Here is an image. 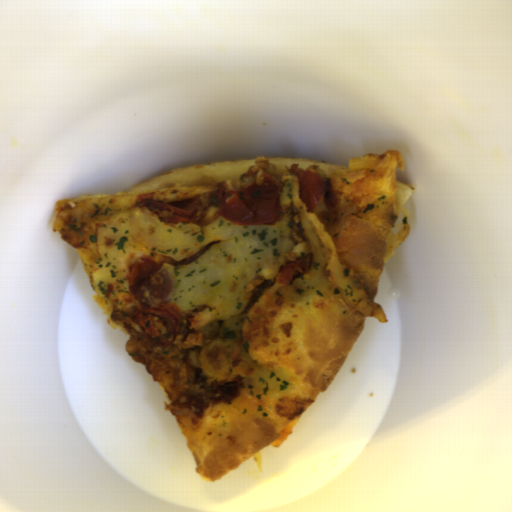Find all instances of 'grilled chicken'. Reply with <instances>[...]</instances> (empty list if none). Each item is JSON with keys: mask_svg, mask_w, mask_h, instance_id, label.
Returning a JSON list of instances; mask_svg holds the SVG:
<instances>
[{"mask_svg": "<svg viewBox=\"0 0 512 512\" xmlns=\"http://www.w3.org/2000/svg\"><path fill=\"white\" fill-rule=\"evenodd\" d=\"M282 190L281 175H267L260 183L254 178L237 189L223 186L203 196L171 203L144 200L135 207L155 212L163 224L199 221L206 208H216L228 222L245 227L267 225L274 223L284 210Z\"/></svg>", "mask_w": 512, "mask_h": 512, "instance_id": "277b20a1", "label": "grilled chicken"}, {"mask_svg": "<svg viewBox=\"0 0 512 512\" xmlns=\"http://www.w3.org/2000/svg\"><path fill=\"white\" fill-rule=\"evenodd\" d=\"M158 262L143 258L136 262L127 273L126 281L134 299L140 305L131 319L142 330L146 337L158 345L170 346L175 340L182 313L177 305H149L141 300L139 286L158 268Z\"/></svg>", "mask_w": 512, "mask_h": 512, "instance_id": "a9712176", "label": "grilled chicken"}, {"mask_svg": "<svg viewBox=\"0 0 512 512\" xmlns=\"http://www.w3.org/2000/svg\"><path fill=\"white\" fill-rule=\"evenodd\" d=\"M288 171L297 178L300 199L306 204L310 212L315 213L328 191L327 180L311 169L298 167L297 163L292 164Z\"/></svg>", "mask_w": 512, "mask_h": 512, "instance_id": "7e0887df", "label": "grilled chicken"}, {"mask_svg": "<svg viewBox=\"0 0 512 512\" xmlns=\"http://www.w3.org/2000/svg\"><path fill=\"white\" fill-rule=\"evenodd\" d=\"M313 255L305 254L299 258L291 260L285 266L282 267L279 275L277 276V283L281 285H287L294 280L301 277L312 265Z\"/></svg>", "mask_w": 512, "mask_h": 512, "instance_id": "32c87f6e", "label": "grilled chicken"}, {"mask_svg": "<svg viewBox=\"0 0 512 512\" xmlns=\"http://www.w3.org/2000/svg\"><path fill=\"white\" fill-rule=\"evenodd\" d=\"M239 389L237 381L216 382L210 387V394H218L221 400H229Z\"/></svg>", "mask_w": 512, "mask_h": 512, "instance_id": "f79808b3", "label": "grilled chicken"}]
</instances>
